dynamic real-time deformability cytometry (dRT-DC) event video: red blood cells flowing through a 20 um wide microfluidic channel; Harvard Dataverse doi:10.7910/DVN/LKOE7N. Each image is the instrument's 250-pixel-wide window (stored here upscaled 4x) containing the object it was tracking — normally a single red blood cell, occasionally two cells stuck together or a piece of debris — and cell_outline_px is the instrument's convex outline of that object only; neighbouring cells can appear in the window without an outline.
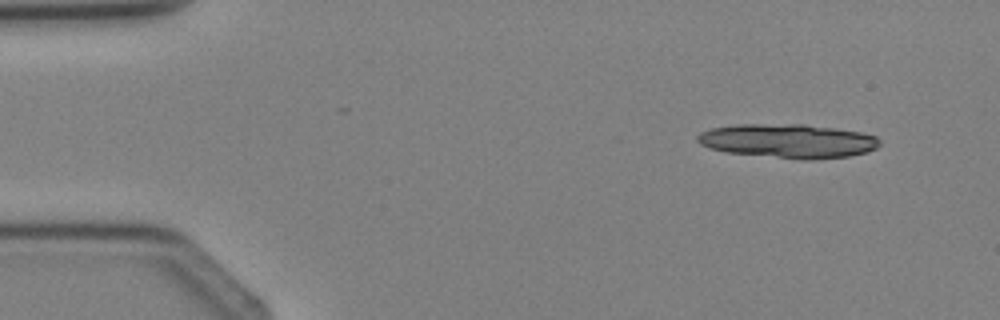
{"species": "Egyptian fruit bat (a non-hibernating species)", "species_latin": "Rousettus aegyptiacus", "temperature_condition": "cold", "stored_images_in_passage": 4, "segment_of_instrument_passage": [2, 2], "camera_frame_rate_fps": 3000, "um_per_image_px": 0.085, "animal": {"sex": "female"}, "frame": {"image": 1, "passage_image": 4, "time_ms": 4.333, "image_size_px": [1000, 320], "cell_outline_px": [[880, 144], [876, 148], [868, 152], [848, 156], [816, 160], [800, 160], [724, 152], [700, 144], [696, 140], [696, 136], [700, 132], [712, 128], [736, 124], [804, 124], [860, 132], [876, 136], [880, 140]], "centroid_in_image_um": [66.98, 11.99], "position_along_channel_um": 18.0, "area_um2": 36.41}}